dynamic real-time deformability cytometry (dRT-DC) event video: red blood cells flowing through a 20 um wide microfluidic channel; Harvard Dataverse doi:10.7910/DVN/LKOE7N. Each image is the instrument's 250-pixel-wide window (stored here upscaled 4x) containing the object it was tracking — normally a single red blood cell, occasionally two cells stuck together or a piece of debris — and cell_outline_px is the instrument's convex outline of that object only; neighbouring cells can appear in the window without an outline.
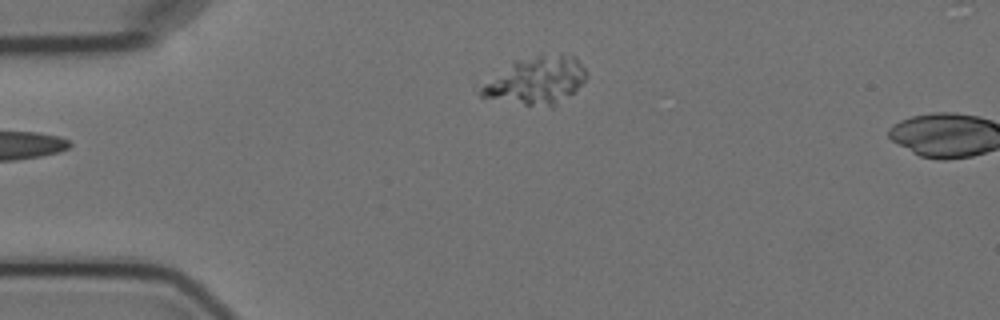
{"species": "Egyptian fruit bat (a non-hibernating species)", "species_latin": "Rousettus aegyptiacus", "temperature_condition": "cold", "stored_images_in_passage": 5, "segment_of_instrument_passage": [2, 2], "camera_frame_rate_fps": 3000, "um_per_image_px": 0.085, "animal": {"sex": "female"}, "frame": {"image": 1, "passage_image": 5, "time_ms": 4.667, "image_size_px": [1000, 320], "cell_outline_px": [[588, 76], [572, 92], [552, 108], [524, 104], [480, 96], [480, 88], [484, 84], [512, 60], [540, 52], [560, 52], [576, 56], [584, 68]], "centroid_in_image_um": [45.61, 6.77], "position_along_channel_um": 39.4, "area_um2": 29.59}}